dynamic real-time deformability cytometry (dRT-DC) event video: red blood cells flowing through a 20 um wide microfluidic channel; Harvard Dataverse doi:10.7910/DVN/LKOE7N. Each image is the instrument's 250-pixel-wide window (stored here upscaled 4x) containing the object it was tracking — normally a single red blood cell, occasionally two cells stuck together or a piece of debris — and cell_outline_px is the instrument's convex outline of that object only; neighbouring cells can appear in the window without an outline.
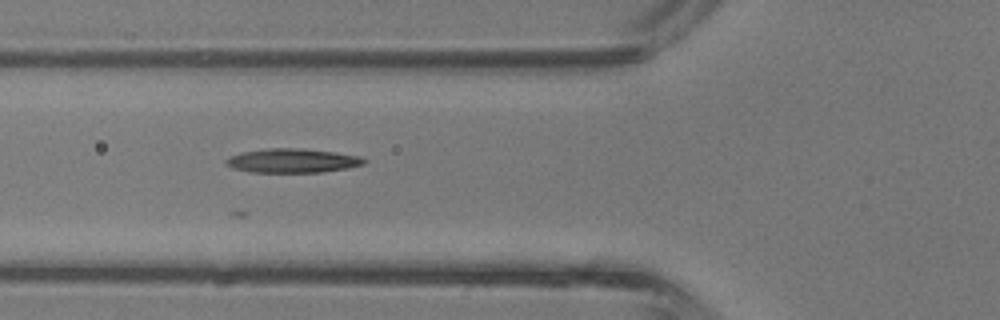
{"species": "common noctule bat (a hibernating species)", "species_latin": "Nyctalus noctula", "temperature_condition": "room temperature", "stored_images_in_passage": 5, "camera_frame_rate_fps": 3000, "um_per_image_px": 0.085, "animal": {"sex": "male", "body_mass_g": 13.3}, "frame": {"image": 1, "passage_image": 4, "time_ms": 1.0, "image_size_px": [1000, 320], "cell_outline_px": [[368, 160], [364, 164], [348, 168], [320, 172], [248, 172], [232, 168], [224, 164], [224, 160], [228, 156], [240, 152], [268, 148], [300, 148], [332, 152], [360, 156]], "centroid_in_image_um": [24.79, 13.65], "position_along_channel_um": 101.0, "area_um2": 19.54}}